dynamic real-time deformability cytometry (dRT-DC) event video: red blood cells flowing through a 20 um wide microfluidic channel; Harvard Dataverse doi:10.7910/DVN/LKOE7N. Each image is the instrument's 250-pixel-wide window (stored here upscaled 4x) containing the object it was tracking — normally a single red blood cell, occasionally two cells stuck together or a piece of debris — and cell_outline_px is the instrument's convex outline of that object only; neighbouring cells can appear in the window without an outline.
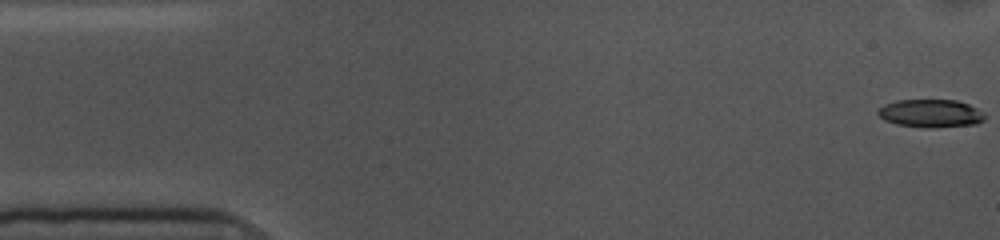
{"species": "common noctule bat (a hibernating species)", "species_latin": "Nyctalus noctula", "temperature_condition": "cold", "stored_images_in_passage": 55, "camera_frame_rate_fps": 3000, "um_per_image_px": 0.085, "animal": {"sex": "female", "body_mass_g": 10.0, "forearm_length_mm": 53.1}, "frame": {"image": 1, "passage_image": 1, "time_ms": 0.0, "image_size_px": [1000, 240], "cell_outline_px": [[984, 120], [976, 124], [932, 128], [924, 128], [896, 124], [884, 120], [876, 112], [884, 104], [896, 100], [956, 100], [968, 104], [984, 112]], "centroid_in_image_um": [79.1, 9.64], "position_along_channel_um": 5.9, "area_um2": 17.51}}
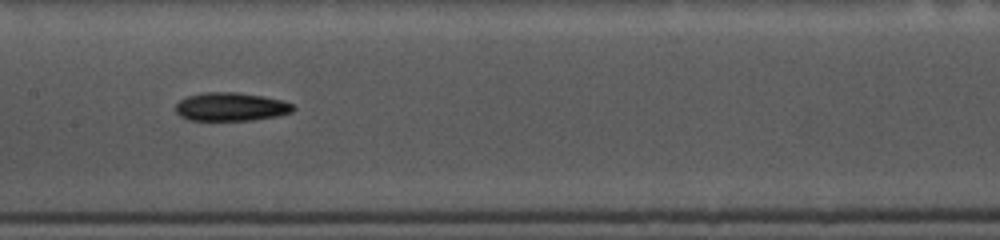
{"frame": {"image": 2, "passage_image": 26, "time_ms": 8.333, "image_size_px": [1000, 240], "cell_outline_px": [[296, 108], [292, 112], [276, 116], [252, 120], [188, 120], [180, 116], [176, 112], [176, 104], [180, 100], [188, 96], [204, 92], [236, 92], [264, 96], [280, 100], [292, 104]], "centroid_in_image_um": [19.62, 9.07], "position_along_channel_um": 187.8, "area_um2": 19.42}}
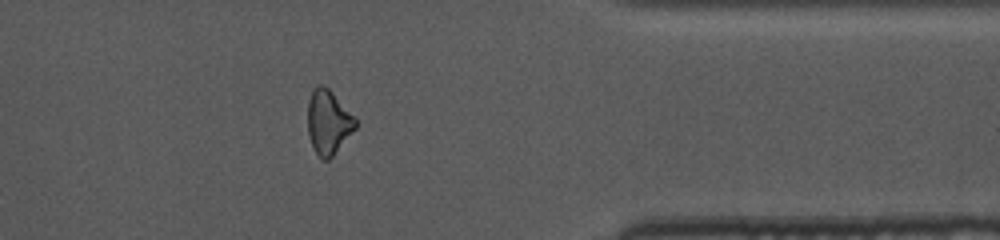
{"frame": {"image": 3, "passage_image": 44, "time_ms": 14.333, "image_size_px": [1000, 240], "cell_outline_px": [[356, 128], [332, 156], [328, 160], [324, 160], [316, 152], [312, 144], [308, 132], [308, 100], [312, 88], [320, 84], [324, 84], [356, 116]], "centroid_in_image_um": [27.91, 10.33], "position_along_channel_um": 383.5, "area_um2": 17.86}, "authors_computed_cell_mechanics": {"area_um2": 18.8428, "velocity_mm_per_s": 3.5782, "shape_relaxation_time_tau1_ms": 5.0981, "shape_relaxation_time_tau2_ms": null, "deformation_change_tau1": 0.1451, "deformation_change_tau2": null}}